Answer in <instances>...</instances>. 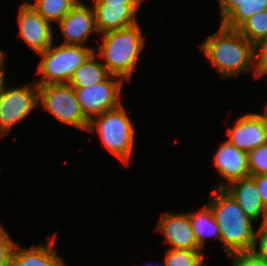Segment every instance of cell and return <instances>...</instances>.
Instances as JSON below:
<instances>
[{
  "mask_svg": "<svg viewBox=\"0 0 267 266\" xmlns=\"http://www.w3.org/2000/svg\"><path fill=\"white\" fill-rule=\"evenodd\" d=\"M88 132H98L102 144L128 165L134 145L135 129L123 104L89 120Z\"/></svg>",
  "mask_w": 267,
  "mask_h": 266,
  "instance_id": "4",
  "label": "cell"
},
{
  "mask_svg": "<svg viewBox=\"0 0 267 266\" xmlns=\"http://www.w3.org/2000/svg\"><path fill=\"white\" fill-rule=\"evenodd\" d=\"M213 164L218 173L230 183L250 177L248 153L238 149L228 140L221 143L214 154Z\"/></svg>",
  "mask_w": 267,
  "mask_h": 266,
  "instance_id": "14",
  "label": "cell"
},
{
  "mask_svg": "<svg viewBox=\"0 0 267 266\" xmlns=\"http://www.w3.org/2000/svg\"><path fill=\"white\" fill-rule=\"evenodd\" d=\"M123 80L109 75L100 83L85 88H74L84 115L90 120L105 111L119 107Z\"/></svg>",
  "mask_w": 267,
  "mask_h": 266,
  "instance_id": "8",
  "label": "cell"
},
{
  "mask_svg": "<svg viewBox=\"0 0 267 266\" xmlns=\"http://www.w3.org/2000/svg\"><path fill=\"white\" fill-rule=\"evenodd\" d=\"M38 88L39 107H43L63 124L88 130L89 119L82 112L75 89L69 83L38 85Z\"/></svg>",
  "mask_w": 267,
  "mask_h": 266,
  "instance_id": "6",
  "label": "cell"
},
{
  "mask_svg": "<svg viewBox=\"0 0 267 266\" xmlns=\"http://www.w3.org/2000/svg\"><path fill=\"white\" fill-rule=\"evenodd\" d=\"M80 0H35L27 2L48 22L58 23Z\"/></svg>",
  "mask_w": 267,
  "mask_h": 266,
  "instance_id": "19",
  "label": "cell"
},
{
  "mask_svg": "<svg viewBox=\"0 0 267 266\" xmlns=\"http://www.w3.org/2000/svg\"><path fill=\"white\" fill-rule=\"evenodd\" d=\"M220 182L214 188L225 189L241 207L244 213L256 222L263 218L264 206L261 201L255 180L250 176L228 183Z\"/></svg>",
  "mask_w": 267,
  "mask_h": 266,
  "instance_id": "15",
  "label": "cell"
},
{
  "mask_svg": "<svg viewBox=\"0 0 267 266\" xmlns=\"http://www.w3.org/2000/svg\"><path fill=\"white\" fill-rule=\"evenodd\" d=\"M237 31L253 46L267 37V9L252 15Z\"/></svg>",
  "mask_w": 267,
  "mask_h": 266,
  "instance_id": "21",
  "label": "cell"
},
{
  "mask_svg": "<svg viewBox=\"0 0 267 266\" xmlns=\"http://www.w3.org/2000/svg\"><path fill=\"white\" fill-rule=\"evenodd\" d=\"M5 58L0 61V95L2 94L3 88L5 86V70L4 63Z\"/></svg>",
  "mask_w": 267,
  "mask_h": 266,
  "instance_id": "31",
  "label": "cell"
},
{
  "mask_svg": "<svg viewBox=\"0 0 267 266\" xmlns=\"http://www.w3.org/2000/svg\"><path fill=\"white\" fill-rule=\"evenodd\" d=\"M93 52L85 62L74 72L69 84L73 88H85L105 80L109 73L106 67L96 59Z\"/></svg>",
  "mask_w": 267,
  "mask_h": 266,
  "instance_id": "17",
  "label": "cell"
},
{
  "mask_svg": "<svg viewBox=\"0 0 267 266\" xmlns=\"http://www.w3.org/2000/svg\"><path fill=\"white\" fill-rule=\"evenodd\" d=\"M200 48L221 78L236 76L255 67L254 46L237 30L221 24Z\"/></svg>",
  "mask_w": 267,
  "mask_h": 266,
  "instance_id": "2",
  "label": "cell"
},
{
  "mask_svg": "<svg viewBox=\"0 0 267 266\" xmlns=\"http://www.w3.org/2000/svg\"><path fill=\"white\" fill-rule=\"evenodd\" d=\"M16 244L5 228L0 225V266H10Z\"/></svg>",
  "mask_w": 267,
  "mask_h": 266,
  "instance_id": "26",
  "label": "cell"
},
{
  "mask_svg": "<svg viewBox=\"0 0 267 266\" xmlns=\"http://www.w3.org/2000/svg\"><path fill=\"white\" fill-rule=\"evenodd\" d=\"M228 141L243 152L267 144V112L248 113L239 117L234 126L227 129Z\"/></svg>",
  "mask_w": 267,
  "mask_h": 266,
  "instance_id": "9",
  "label": "cell"
},
{
  "mask_svg": "<svg viewBox=\"0 0 267 266\" xmlns=\"http://www.w3.org/2000/svg\"><path fill=\"white\" fill-rule=\"evenodd\" d=\"M211 195L207 204L219 227L224 252L228 256L249 255L255 240L254 220L244 213L225 189L213 188Z\"/></svg>",
  "mask_w": 267,
  "mask_h": 266,
  "instance_id": "1",
  "label": "cell"
},
{
  "mask_svg": "<svg viewBox=\"0 0 267 266\" xmlns=\"http://www.w3.org/2000/svg\"><path fill=\"white\" fill-rule=\"evenodd\" d=\"M66 45H82L92 33H98L93 8L79 1L59 22Z\"/></svg>",
  "mask_w": 267,
  "mask_h": 266,
  "instance_id": "11",
  "label": "cell"
},
{
  "mask_svg": "<svg viewBox=\"0 0 267 266\" xmlns=\"http://www.w3.org/2000/svg\"><path fill=\"white\" fill-rule=\"evenodd\" d=\"M147 266H160V263H157L156 265L155 264H153V265L148 264ZM164 266H166L165 263H164Z\"/></svg>",
  "mask_w": 267,
  "mask_h": 266,
  "instance_id": "35",
  "label": "cell"
},
{
  "mask_svg": "<svg viewBox=\"0 0 267 266\" xmlns=\"http://www.w3.org/2000/svg\"><path fill=\"white\" fill-rule=\"evenodd\" d=\"M27 84L22 87L4 86L0 95V136L8 135L16 123L25 119L32 110L38 107V84Z\"/></svg>",
  "mask_w": 267,
  "mask_h": 266,
  "instance_id": "7",
  "label": "cell"
},
{
  "mask_svg": "<svg viewBox=\"0 0 267 266\" xmlns=\"http://www.w3.org/2000/svg\"><path fill=\"white\" fill-rule=\"evenodd\" d=\"M95 48L82 45L61 44L52 45L37 55L41 61L38 65V73L43 77L36 83L38 85L69 83L76 69L94 52Z\"/></svg>",
  "mask_w": 267,
  "mask_h": 266,
  "instance_id": "5",
  "label": "cell"
},
{
  "mask_svg": "<svg viewBox=\"0 0 267 266\" xmlns=\"http://www.w3.org/2000/svg\"><path fill=\"white\" fill-rule=\"evenodd\" d=\"M195 233L198 246L202 249L207 236H212L220 242V230L212 209L206 203L200 211L187 212Z\"/></svg>",
  "mask_w": 267,
  "mask_h": 266,
  "instance_id": "18",
  "label": "cell"
},
{
  "mask_svg": "<svg viewBox=\"0 0 267 266\" xmlns=\"http://www.w3.org/2000/svg\"><path fill=\"white\" fill-rule=\"evenodd\" d=\"M156 229L164 235L169 249L202 250L198 246L188 213L165 212Z\"/></svg>",
  "mask_w": 267,
  "mask_h": 266,
  "instance_id": "12",
  "label": "cell"
},
{
  "mask_svg": "<svg viewBox=\"0 0 267 266\" xmlns=\"http://www.w3.org/2000/svg\"><path fill=\"white\" fill-rule=\"evenodd\" d=\"M139 26V23L136 22L122 29L100 34L102 42L96 46L98 52L94 53L98 56L97 58L104 60L102 64L106 67L109 75L130 82L139 55L145 45Z\"/></svg>",
  "mask_w": 267,
  "mask_h": 266,
  "instance_id": "3",
  "label": "cell"
},
{
  "mask_svg": "<svg viewBox=\"0 0 267 266\" xmlns=\"http://www.w3.org/2000/svg\"><path fill=\"white\" fill-rule=\"evenodd\" d=\"M254 64L255 77L267 74V37L254 45Z\"/></svg>",
  "mask_w": 267,
  "mask_h": 266,
  "instance_id": "25",
  "label": "cell"
},
{
  "mask_svg": "<svg viewBox=\"0 0 267 266\" xmlns=\"http://www.w3.org/2000/svg\"><path fill=\"white\" fill-rule=\"evenodd\" d=\"M19 36L37 54L47 50L53 43L50 22L46 21L27 1L19 8Z\"/></svg>",
  "mask_w": 267,
  "mask_h": 266,
  "instance_id": "10",
  "label": "cell"
},
{
  "mask_svg": "<svg viewBox=\"0 0 267 266\" xmlns=\"http://www.w3.org/2000/svg\"><path fill=\"white\" fill-rule=\"evenodd\" d=\"M203 250L168 249L165 253L166 266H203Z\"/></svg>",
  "mask_w": 267,
  "mask_h": 266,
  "instance_id": "22",
  "label": "cell"
},
{
  "mask_svg": "<svg viewBox=\"0 0 267 266\" xmlns=\"http://www.w3.org/2000/svg\"><path fill=\"white\" fill-rule=\"evenodd\" d=\"M231 266H267V262L254 259L250 255H231Z\"/></svg>",
  "mask_w": 267,
  "mask_h": 266,
  "instance_id": "27",
  "label": "cell"
},
{
  "mask_svg": "<svg viewBox=\"0 0 267 266\" xmlns=\"http://www.w3.org/2000/svg\"><path fill=\"white\" fill-rule=\"evenodd\" d=\"M257 185L263 206H267V174L251 176Z\"/></svg>",
  "mask_w": 267,
  "mask_h": 266,
  "instance_id": "29",
  "label": "cell"
},
{
  "mask_svg": "<svg viewBox=\"0 0 267 266\" xmlns=\"http://www.w3.org/2000/svg\"><path fill=\"white\" fill-rule=\"evenodd\" d=\"M261 223H267V206L264 208V214Z\"/></svg>",
  "mask_w": 267,
  "mask_h": 266,
  "instance_id": "32",
  "label": "cell"
},
{
  "mask_svg": "<svg viewBox=\"0 0 267 266\" xmlns=\"http://www.w3.org/2000/svg\"><path fill=\"white\" fill-rule=\"evenodd\" d=\"M249 255L254 259L267 262V223H261L255 231L254 245Z\"/></svg>",
  "mask_w": 267,
  "mask_h": 266,
  "instance_id": "24",
  "label": "cell"
},
{
  "mask_svg": "<svg viewBox=\"0 0 267 266\" xmlns=\"http://www.w3.org/2000/svg\"><path fill=\"white\" fill-rule=\"evenodd\" d=\"M248 167L250 176L267 174V144L248 153Z\"/></svg>",
  "mask_w": 267,
  "mask_h": 266,
  "instance_id": "23",
  "label": "cell"
},
{
  "mask_svg": "<svg viewBox=\"0 0 267 266\" xmlns=\"http://www.w3.org/2000/svg\"><path fill=\"white\" fill-rule=\"evenodd\" d=\"M56 233L48 238V245L39 244L28 249L15 245L10 266H57L62 258L54 249Z\"/></svg>",
  "mask_w": 267,
  "mask_h": 266,
  "instance_id": "16",
  "label": "cell"
},
{
  "mask_svg": "<svg viewBox=\"0 0 267 266\" xmlns=\"http://www.w3.org/2000/svg\"><path fill=\"white\" fill-rule=\"evenodd\" d=\"M4 57H6L5 54H4V52H3L2 50H0V61H1Z\"/></svg>",
  "mask_w": 267,
  "mask_h": 266,
  "instance_id": "33",
  "label": "cell"
},
{
  "mask_svg": "<svg viewBox=\"0 0 267 266\" xmlns=\"http://www.w3.org/2000/svg\"><path fill=\"white\" fill-rule=\"evenodd\" d=\"M66 262H64V260H62L57 266H65Z\"/></svg>",
  "mask_w": 267,
  "mask_h": 266,
  "instance_id": "34",
  "label": "cell"
},
{
  "mask_svg": "<svg viewBox=\"0 0 267 266\" xmlns=\"http://www.w3.org/2000/svg\"><path fill=\"white\" fill-rule=\"evenodd\" d=\"M140 6L141 4L93 3L98 33L103 34L135 24L138 22L136 14Z\"/></svg>",
  "mask_w": 267,
  "mask_h": 266,
  "instance_id": "13",
  "label": "cell"
},
{
  "mask_svg": "<svg viewBox=\"0 0 267 266\" xmlns=\"http://www.w3.org/2000/svg\"><path fill=\"white\" fill-rule=\"evenodd\" d=\"M244 0H219L220 24L242 3Z\"/></svg>",
  "mask_w": 267,
  "mask_h": 266,
  "instance_id": "28",
  "label": "cell"
},
{
  "mask_svg": "<svg viewBox=\"0 0 267 266\" xmlns=\"http://www.w3.org/2000/svg\"><path fill=\"white\" fill-rule=\"evenodd\" d=\"M143 0H95L94 3L141 4Z\"/></svg>",
  "mask_w": 267,
  "mask_h": 266,
  "instance_id": "30",
  "label": "cell"
},
{
  "mask_svg": "<svg viewBox=\"0 0 267 266\" xmlns=\"http://www.w3.org/2000/svg\"><path fill=\"white\" fill-rule=\"evenodd\" d=\"M266 9H267V0H244L221 23V25L227 29L237 30L252 15Z\"/></svg>",
  "mask_w": 267,
  "mask_h": 266,
  "instance_id": "20",
  "label": "cell"
}]
</instances>
